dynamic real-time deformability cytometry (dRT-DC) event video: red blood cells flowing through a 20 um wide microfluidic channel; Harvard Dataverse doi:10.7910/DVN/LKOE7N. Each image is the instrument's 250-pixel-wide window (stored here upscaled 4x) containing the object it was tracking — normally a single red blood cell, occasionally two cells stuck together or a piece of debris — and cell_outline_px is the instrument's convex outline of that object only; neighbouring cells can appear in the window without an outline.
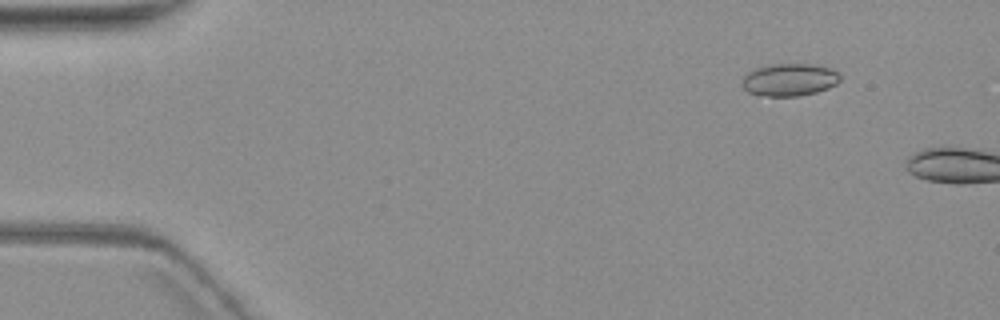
{"species": "common noctule bat (a hibernating species)", "species_latin": "Nyctalus noctula", "temperature_condition": "warm", "stored_images_in_passage": 2, "camera_frame_rate_fps": 3000, "um_per_image_px": 0.085, "animal": {"sex": "female", "body_mass_g": 19.3, "forearm_length_mm": 54.1}, "frame": {"image": 1, "passage_image": 1, "time_ms": 0.0, "image_size_px": [1000, 320], "cell_outline_px": [[840, 80], [836, 84], [828, 88], [816, 92], [800, 96], [756, 96], [748, 92], [740, 84], [744, 76], [748, 72], [756, 68], [768, 64], [808, 64], [832, 68], [840, 76]], "centroid_in_image_um": [67.06, 6.79], "position_along_channel_um": 17.9, "area_um2": 18.73}}